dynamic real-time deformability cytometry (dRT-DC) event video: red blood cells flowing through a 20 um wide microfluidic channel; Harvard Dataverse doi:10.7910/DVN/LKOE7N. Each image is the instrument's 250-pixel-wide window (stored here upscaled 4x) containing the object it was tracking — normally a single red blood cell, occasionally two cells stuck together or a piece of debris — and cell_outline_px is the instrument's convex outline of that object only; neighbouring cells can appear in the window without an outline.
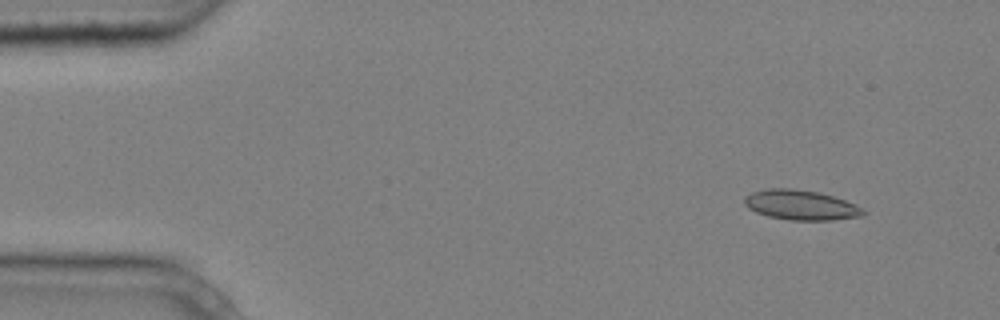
{"species": "common noctule bat (a hibernating species)", "species_latin": "Nyctalus noctula", "temperature_condition": "cold", "stored_images_in_passage": 4, "camera_frame_rate_fps": 3000, "um_per_image_px": 0.085, "animal": {"sex": "male", "body_mass_g": 20.4}, "frame": {"image": 1, "passage_image": 1, "time_ms": 0.0, "image_size_px": [1000, 320], "cell_outline_px": [[864, 216], [832, 220], [792, 220], [768, 216], [756, 212], [748, 208], [744, 204], [744, 196], [752, 192], [768, 188], [792, 188], [820, 192], [856, 204], [864, 208]], "centroid_in_image_um": [68.07, 17.42], "position_along_channel_um": 16.9, "area_um2": 20.81}}